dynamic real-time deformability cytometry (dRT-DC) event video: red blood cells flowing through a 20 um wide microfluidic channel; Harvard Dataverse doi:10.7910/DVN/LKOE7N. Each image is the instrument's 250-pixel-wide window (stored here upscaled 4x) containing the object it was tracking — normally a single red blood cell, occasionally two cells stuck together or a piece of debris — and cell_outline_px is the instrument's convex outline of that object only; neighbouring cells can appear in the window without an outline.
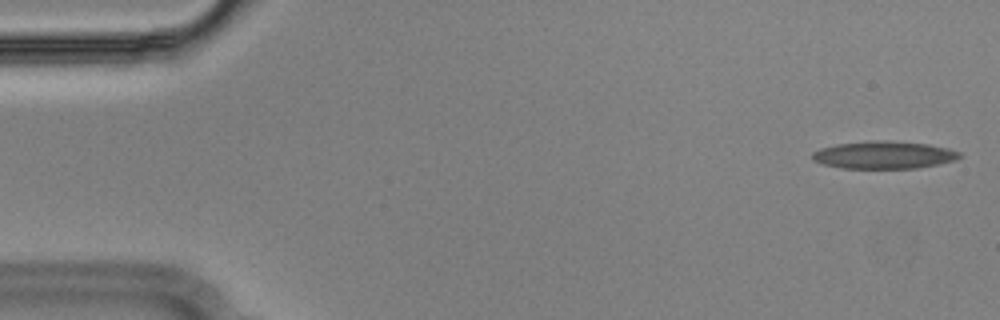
{"species": "Egyptian fruit bat (a non-hibernating species)", "species_latin": "Rousettus aegyptiacus", "temperature_condition": "cold", "stored_images_in_passage": 54, "camera_frame_rate_fps": 3000, "um_per_image_px": 0.085, "animal": {"sex": "male"}, "frame": {"image": 1, "passage_image": 1, "time_ms": 0.0, "image_size_px": [1000, 320], "cell_outline_px": [[964, 156], [956, 160], [940, 164], [916, 168], [840, 168], [824, 164], [812, 160], [812, 152], [820, 148], [836, 144], [872, 140], [880, 140], [928, 144], [948, 148], [960, 152]], "centroid_in_image_um": [75.15, 13.17], "position_along_channel_um": 9.9, "area_um2": 23.76}}
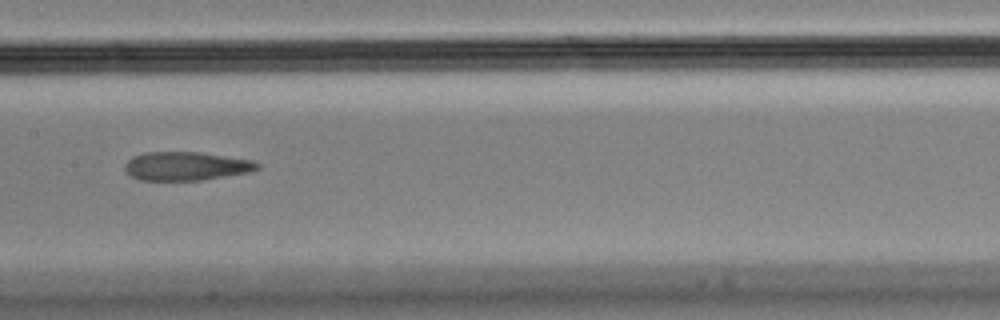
{"frame": {"image": 2, "passage_image": 26, "time_ms": 8.333, "image_size_px": [1000, 320], "cell_outline_px": [[260, 168], [252, 172], [200, 180], [140, 180], [132, 176], [124, 168], [124, 164], [132, 156], [144, 152], [200, 152], [252, 160], [260, 164]], "centroid_in_image_um": [15.83, 14.11], "position_along_channel_um": 191.6, "area_um2": 22.14}}
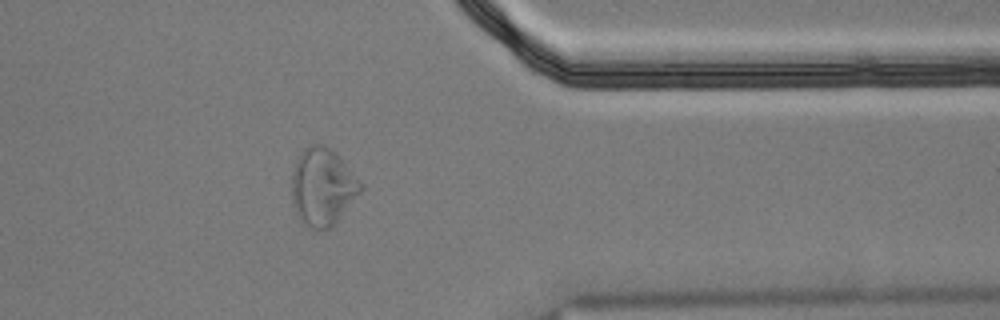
{"frame": {"image": 3, "passage_image": 43, "time_ms": 14.0, "image_size_px": [1000, 320], "cell_outline_px": [[364, 188], [340, 216], [328, 228], [316, 232], [308, 228], [300, 220], [296, 212], [292, 200], [292, 172], [296, 160], [300, 152], [304, 148], [312, 144], [320, 144], [332, 148], [336, 152], [364, 184]], "centroid_in_image_um": [27.42, 15.87], "position_along_channel_um": 384.0, "area_um2": 31.27}, "authors_computed_cell_mechanics": {"area_um2": 23.5824, "velocity_mm_per_s": 3.6207, "shape_relaxation_time_tau1_ms": null, "shape_relaxation_time_tau2_ms": 2.7382, "deformation_change_tau1": null, "deformation_change_tau2": 0.1198}}